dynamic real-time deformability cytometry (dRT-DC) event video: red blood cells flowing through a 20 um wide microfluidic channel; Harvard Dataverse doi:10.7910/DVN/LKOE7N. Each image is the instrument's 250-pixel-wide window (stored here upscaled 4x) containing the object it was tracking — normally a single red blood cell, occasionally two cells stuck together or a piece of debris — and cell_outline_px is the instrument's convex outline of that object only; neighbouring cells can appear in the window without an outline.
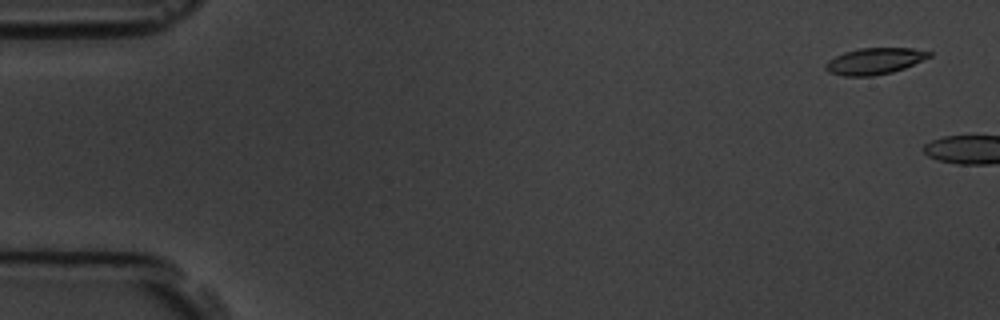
{"species": "common noctule bat (a hibernating species)", "species_latin": "Nyctalus noctula", "temperature_condition": "room temperature", "stored_images_in_passage": 2, "camera_frame_rate_fps": 3000, "um_per_image_px": 0.085, "animal": {"sex": "male", "body_mass_g": 19.5, "forearm_length_mm": 54.6}, "frame": {"image": 1, "passage_image": 1, "time_ms": 0.0, "image_size_px": [1000, 320], "cell_outline_px": [[932, 56], [904, 68], [892, 72], [872, 76], [844, 76], [828, 72], [824, 68], [824, 64], [828, 60], [844, 52], [860, 48], [912, 48], [932, 52]], "centroid_in_image_um": [74.32, 5.19], "position_along_channel_um": 10.7, "area_um2": 15.95}}